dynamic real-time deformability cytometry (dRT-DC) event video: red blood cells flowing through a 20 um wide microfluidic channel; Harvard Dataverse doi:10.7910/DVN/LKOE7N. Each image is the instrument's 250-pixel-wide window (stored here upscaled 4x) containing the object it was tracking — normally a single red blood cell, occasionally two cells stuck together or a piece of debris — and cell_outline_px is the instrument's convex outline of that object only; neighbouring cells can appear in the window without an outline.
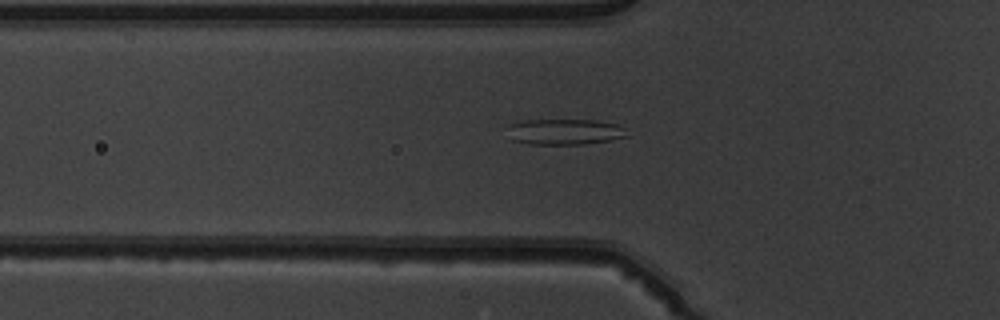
{"species": "common noctule bat (a hibernating species)", "species_latin": "Nyctalus noctula", "temperature_condition": "warm", "stored_images_in_passage": 50, "camera_frame_rate_fps": 3000, "um_per_image_px": 0.085, "animal": {"sex": "male", "body_mass_g": 19.5, "forearm_length_mm": 54.6}, "frame": {"image": 1, "passage_image": 18, "time_ms": 5.667, "image_size_px": [1000, 320], "cell_outline_px": [[628, 136], [608, 140], [584, 144], [528, 144], [512, 140], [508, 124], [520, 120], [596, 120], [616, 124], [624, 128]], "centroid_in_image_um": [47.98, 11.19], "position_along_channel_um": 77.8, "area_um2": 17.86}}
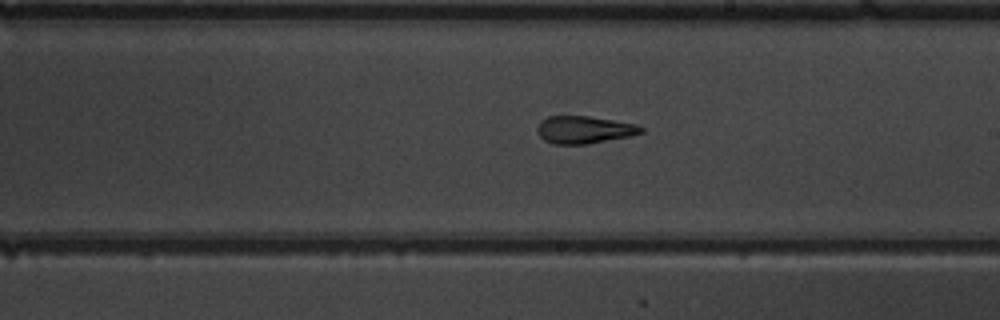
{"frame": {"image": 2, "passage_image": 30, "time_ms": 9.667, "image_size_px": [1000, 320], "cell_outline_px": [[644, 132], [632, 136], [588, 144], [552, 144], [544, 140], [536, 132], [536, 128], [540, 120], [548, 116], [588, 116], [636, 124], [644, 128]], "centroid_in_image_um": [49.64, 11.03], "position_along_channel_um": 239.4, "area_um2": 16.82}}
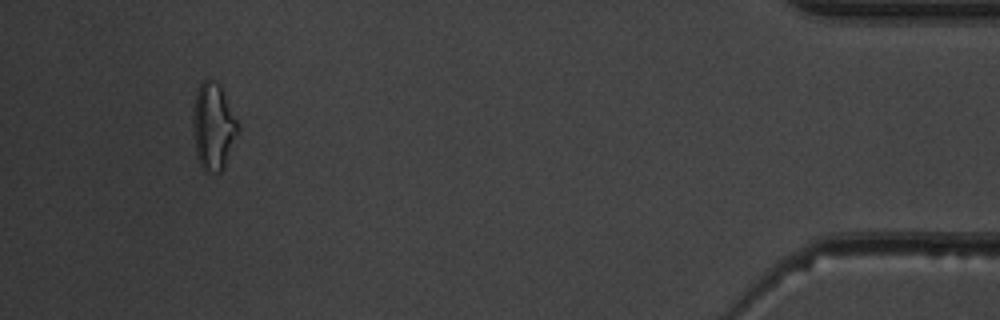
{"frame": {"image": 3, "passage_image": 48, "time_ms": 15.667, "image_size_px": [1000, 320], "cell_outline_px": [[236, 132], [224, 164], [220, 172], [216, 172], [204, 168], [200, 164], [196, 156], [192, 128], [192, 112], [196, 92], [200, 84], [204, 80], [212, 80], [220, 84], [236, 120]], "centroid_in_image_um": [18.05, 10.69], "position_along_channel_um": 417.1, "area_um2": 21.91}}